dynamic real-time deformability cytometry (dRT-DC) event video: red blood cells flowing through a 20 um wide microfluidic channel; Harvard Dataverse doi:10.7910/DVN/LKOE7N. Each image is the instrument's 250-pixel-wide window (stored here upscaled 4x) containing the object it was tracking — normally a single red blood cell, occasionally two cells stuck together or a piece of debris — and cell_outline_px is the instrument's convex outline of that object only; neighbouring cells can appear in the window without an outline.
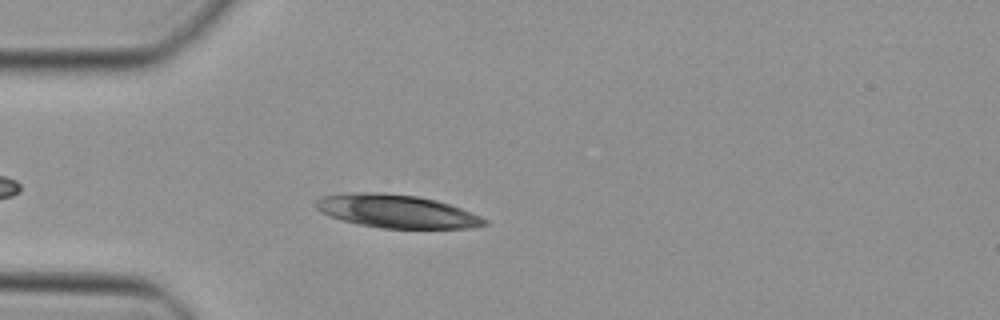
{"species": "Egyptian fruit bat (a non-hibernating species)", "species_latin": "Rousettus aegyptiacus", "temperature_condition": "cold", "stored_images_in_passage": 36, "camera_frame_rate_fps": 3000, "um_per_image_px": 0.085, "animal": {"sex": "female"}, "frame": {"image": 1, "passage_image": 5, "time_ms": 1.333, "image_size_px": [1000, 320], "cell_outline_px": [[488, 224], [472, 228], [380, 228], [340, 220], [320, 212], [316, 208], [316, 200], [324, 196], [344, 192], [380, 192], [416, 196], [436, 200], [460, 208], [480, 216], [488, 220]], "centroid_in_image_um": [33.69, 17.95], "position_along_channel_um": 51.3, "area_um2": 32.6}}
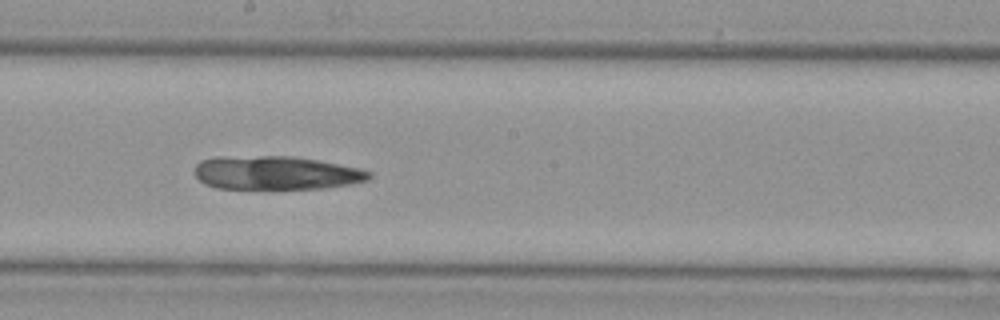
{"frame": {"image": 2, "passage_image": 18, "time_ms": 5.667, "image_size_px": [1000, 320], "cell_outline_px": [[372, 176], [368, 180], [348, 184], [324, 188], [216, 188], [204, 184], [196, 176], [196, 164], [200, 160], [216, 156], [292, 156], [320, 160], [360, 168], [372, 172]], "centroid_in_image_um": [23.46, 14.67], "position_along_channel_um": 224.7, "area_um2": 34.22}}
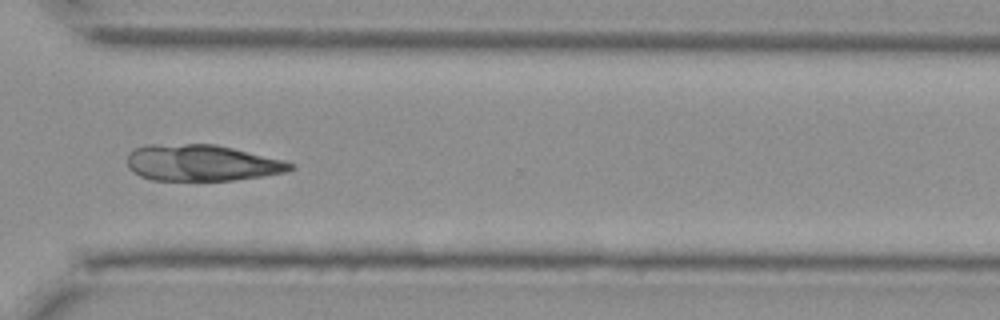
{"frame": {"image": 3, "passage_image": 27, "time_ms": 8.667, "image_size_px": [1000, 320], "cell_outline_px": [[296, 168], [284, 172], [236, 180], [152, 180], [140, 176], [132, 172], [128, 168], [128, 152], [136, 148], [148, 144], [216, 144], [284, 160], [296, 164]], "centroid_in_image_um": [17.14, 13.84], "position_along_channel_um": 353.5, "area_um2": 34.62}}